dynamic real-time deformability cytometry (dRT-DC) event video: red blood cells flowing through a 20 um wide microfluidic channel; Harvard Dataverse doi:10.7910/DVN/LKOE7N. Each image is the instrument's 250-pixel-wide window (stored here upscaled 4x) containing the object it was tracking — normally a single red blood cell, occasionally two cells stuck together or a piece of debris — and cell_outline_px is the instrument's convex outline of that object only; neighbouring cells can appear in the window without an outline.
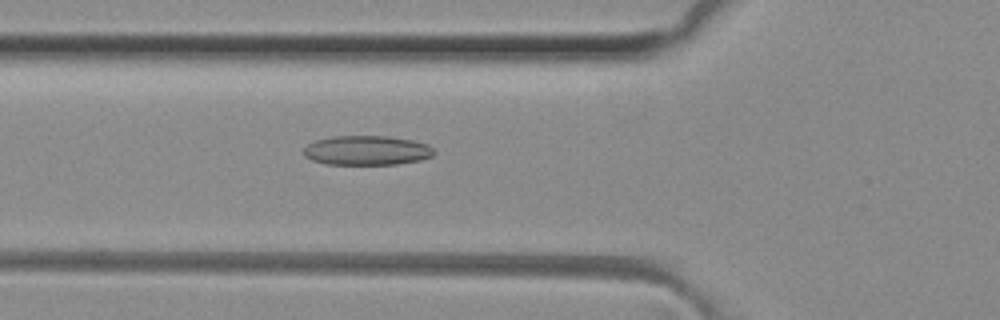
{"species": "common noctule bat (a hibernating species)", "species_latin": "Nyctalus noctula", "temperature_condition": "room temperature", "stored_images_in_passage": 50, "camera_frame_rate_fps": 3000, "um_per_image_px": 0.085, "animal": {"sex": "female", "body_mass_g": 29.2, "forearm_length_mm": 56.3}, "frame": {"image": 1, "passage_image": 18, "time_ms": 5.667, "image_size_px": [1000, 320], "cell_outline_px": [[436, 152], [432, 156], [420, 160], [396, 164], [324, 164], [312, 160], [304, 156], [304, 148], [308, 144], [316, 140], [332, 136], [388, 136], [412, 140], [428, 144]], "centroid_in_image_um": [31.18, 12.78], "position_along_channel_um": 94.6, "area_um2": 22.43}}
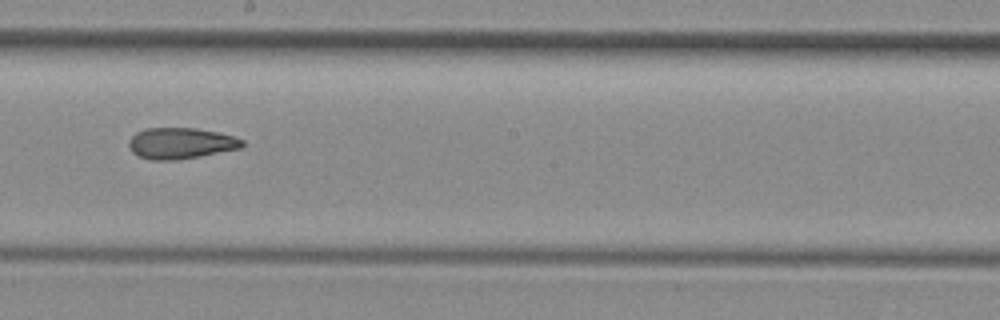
{"frame": {"image": 2, "passage_image": 28, "time_ms": 9.0, "image_size_px": [1000, 320], "cell_outline_px": [[244, 144], [240, 148], [200, 156], [176, 160], [148, 160], [132, 152], [128, 148], [128, 140], [136, 132], [144, 128], [196, 128], [236, 136], [244, 140]], "centroid_in_image_um": [15.34, 12.17], "position_along_channel_um": 232.9, "area_um2": 20.69}}
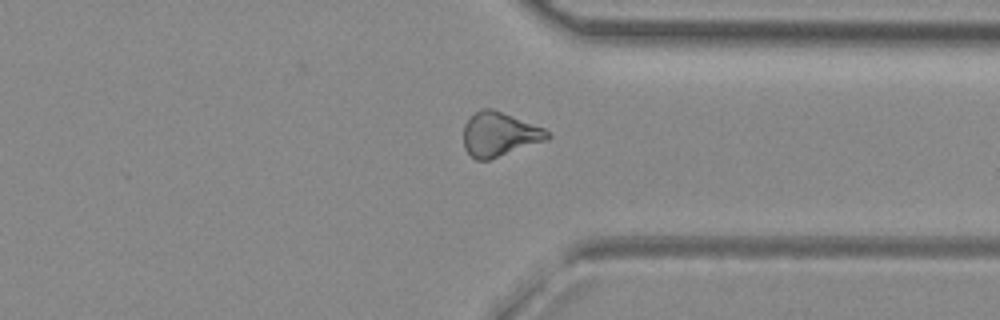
{"frame": {"image": 3, "passage_image": 38, "time_ms": 12.333, "image_size_px": [1000, 320], "cell_outline_px": [[552, 136], [548, 140], [488, 160], [476, 160], [464, 148], [464, 124], [480, 108], [492, 108], [544, 128]], "centroid_in_image_um": [42.46, 11.41], "position_along_channel_um": 368.9, "area_um2": 21.5}, "authors_computed_cell_mechanics": {"area_um2": 21.7328, "velocity_mm_per_s": 4.1379, "shape_relaxation_time_tau1_ms": null, "shape_relaxation_time_tau2_ms": 3.1504, "deformation_change_tau1": null, "deformation_change_tau2": 0.1014}}